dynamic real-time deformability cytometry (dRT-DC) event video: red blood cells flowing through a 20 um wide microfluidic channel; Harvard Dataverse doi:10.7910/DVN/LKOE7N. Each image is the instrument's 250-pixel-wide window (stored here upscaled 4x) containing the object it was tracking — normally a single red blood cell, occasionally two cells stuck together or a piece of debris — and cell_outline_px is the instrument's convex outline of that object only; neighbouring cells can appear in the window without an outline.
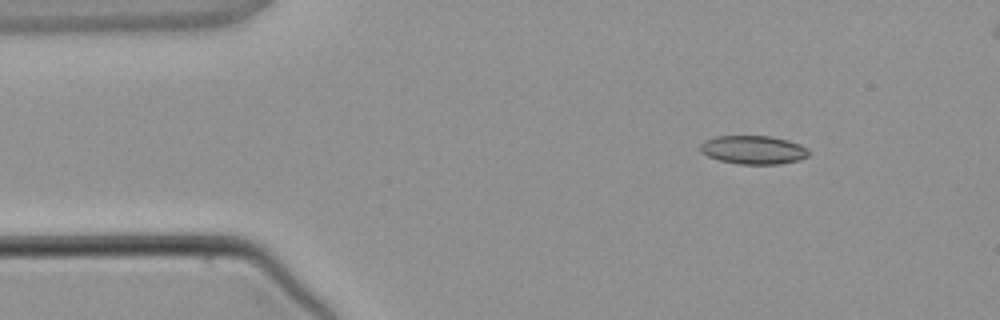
{"species": "common noctule bat (a hibernating species)", "species_latin": "Nyctalus noctula", "temperature_condition": "warm", "stored_images_in_passage": 3, "camera_frame_rate_fps": 3000, "um_per_image_px": 0.085, "animal": {"sex": "male", "body_mass_g": 21.5, "forearm_length_mm": 52.0}, "frame": {"image": 1, "passage_image": 1, "time_ms": 0.0, "image_size_px": [1000, 320], "cell_outline_px": [[808, 156], [800, 160], [780, 164], [736, 164], [720, 160], [708, 156], [700, 152], [700, 144], [704, 140], [716, 136], [772, 136], [788, 140], [800, 144], [808, 148]], "centroid_in_image_um": [64.03, 12.73], "position_along_channel_um": 21.0, "area_um2": 18.21}}